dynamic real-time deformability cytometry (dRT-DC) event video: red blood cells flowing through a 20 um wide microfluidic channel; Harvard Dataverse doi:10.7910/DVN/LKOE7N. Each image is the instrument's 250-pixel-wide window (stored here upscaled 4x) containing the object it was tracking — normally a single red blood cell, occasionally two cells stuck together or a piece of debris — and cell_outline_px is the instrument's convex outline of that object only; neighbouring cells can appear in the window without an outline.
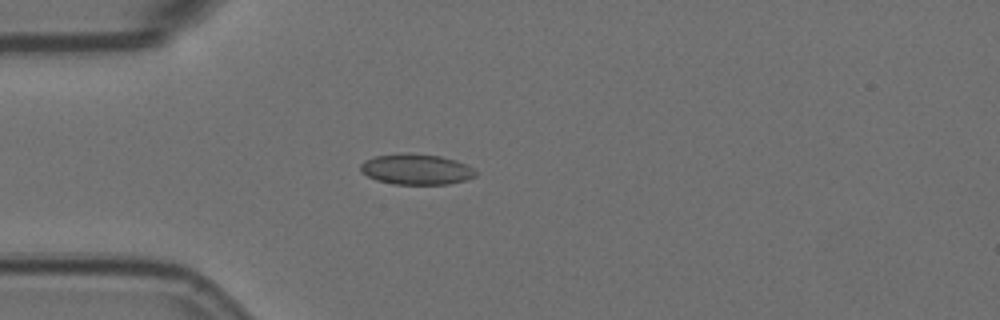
{"species": "Egyptian fruit bat (a non-hibernating species)", "species_latin": "Rousettus aegyptiacus", "temperature_condition": "room temperature", "stored_images_in_passage": 3, "camera_frame_rate_fps": 3000, "um_per_image_px": 0.085, "animal": {"sex": "female"}, "frame": {"image": 1, "passage_image": 3, "time_ms": 0.667, "image_size_px": [1000, 320], "cell_outline_px": [[476, 176], [464, 180], [448, 184], [392, 184], [376, 180], [360, 172], [360, 164], [364, 160], [376, 156], [400, 152], [408, 152], [440, 156], [456, 160], [472, 168], [476, 172]], "centroid_in_image_um": [35.33, 14.38], "position_along_channel_um": 49.7, "area_um2": 20.69}}